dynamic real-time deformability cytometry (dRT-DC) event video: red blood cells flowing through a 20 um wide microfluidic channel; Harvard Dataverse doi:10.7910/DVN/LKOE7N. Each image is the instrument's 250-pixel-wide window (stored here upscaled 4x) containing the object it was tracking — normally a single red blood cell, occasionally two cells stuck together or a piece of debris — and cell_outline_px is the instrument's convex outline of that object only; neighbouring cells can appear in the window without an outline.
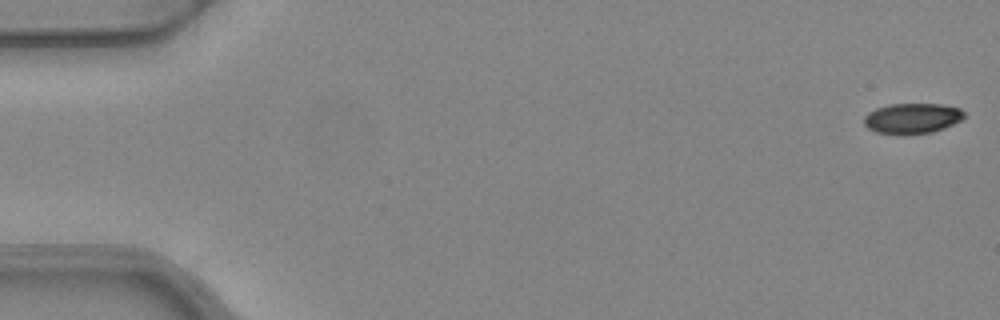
{"species": "common noctule bat (a hibernating species)", "species_latin": "Nyctalus noctula", "temperature_condition": "warm", "stored_images_in_passage": 5, "camera_frame_rate_fps": 3000, "um_per_image_px": 0.085, "animal": {"sex": "female", "body_mass_g": 24.6, "forearm_length_mm": 56.2}, "frame": {"image": 1, "passage_image": 1, "time_ms": 0.0, "image_size_px": [1000, 320], "cell_outline_px": [[964, 116], [960, 120], [944, 128], [932, 132], [904, 136], [900, 136], [876, 132], [868, 128], [864, 124], [864, 116], [868, 112], [876, 108], [888, 104], [940, 104], [960, 108], [964, 112]], "centroid_in_image_um": [77.49, 10.08], "position_along_channel_um": 7.5, "area_um2": 18.03}}
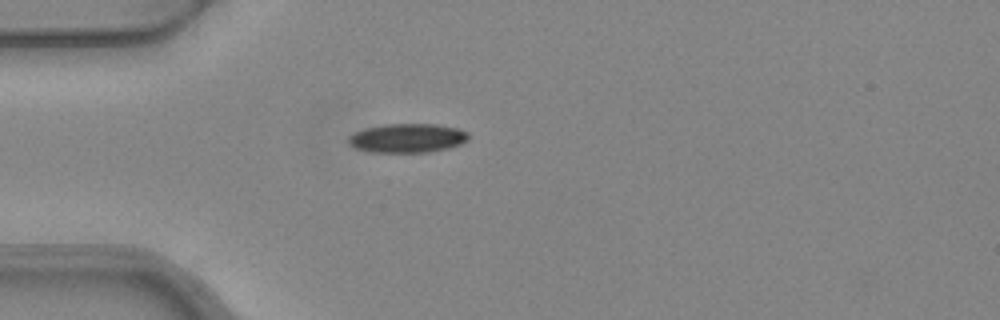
{"frame": {"image": 2, "passage_image": 5, "time_ms": 1.333, "image_size_px": [1000, 320], "cell_outline_px": [[468, 140], [460, 144], [448, 148], [428, 152], [368, 152], [352, 148], [348, 144], [348, 136], [356, 132], [368, 128], [388, 124], [436, 124], [456, 128], [468, 132]], "centroid_in_image_um": [34.6, 11.75], "position_along_channel_um": 50.4, "area_um2": 20.29}}